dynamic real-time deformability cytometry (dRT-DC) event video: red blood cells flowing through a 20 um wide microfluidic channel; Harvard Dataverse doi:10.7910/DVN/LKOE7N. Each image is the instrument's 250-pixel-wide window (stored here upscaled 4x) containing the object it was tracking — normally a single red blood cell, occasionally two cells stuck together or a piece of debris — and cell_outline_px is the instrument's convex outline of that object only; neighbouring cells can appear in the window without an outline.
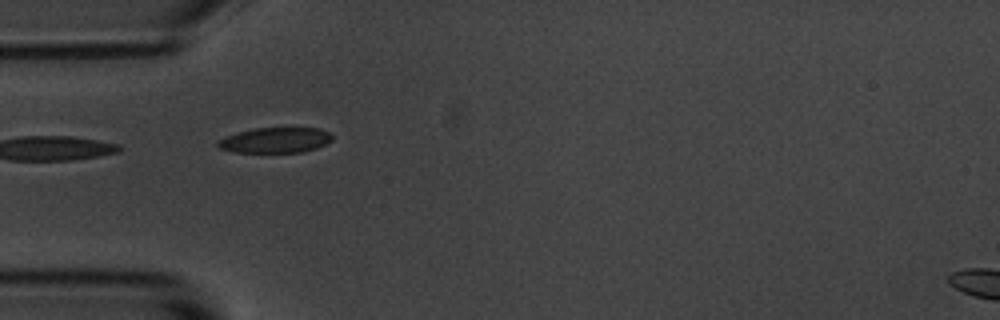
{"species": "common noctule bat (a hibernating species)", "species_latin": "Nyctalus noctula", "temperature_condition": "room temperature", "stored_images_in_passage": 6, "segment_of_instrument_passage": [2, 2], "camera_frame_rate_fps": 3000, "um_per_image_px": 0.085, "animal": {"sex": "male", "body_mass_g": 20.1, "forearm_length_mm": 53.5}, "frame": {"image": 1, "passage_image": 5, "time_ms": 4.667, "image_size_px": [1000, 320], "cell_outline_px": [[332, 140], [316, 148], [304, 152], [236, 152], [220, 148], [216, 144], [216, 140], [236, 132], [252, 128], [320, 128], [328, 132], [332, 136]], "centroid_in_image_um": [23.37, 11.91], "position_along_channel_um": 61.6, "area_um2": 16.94}}